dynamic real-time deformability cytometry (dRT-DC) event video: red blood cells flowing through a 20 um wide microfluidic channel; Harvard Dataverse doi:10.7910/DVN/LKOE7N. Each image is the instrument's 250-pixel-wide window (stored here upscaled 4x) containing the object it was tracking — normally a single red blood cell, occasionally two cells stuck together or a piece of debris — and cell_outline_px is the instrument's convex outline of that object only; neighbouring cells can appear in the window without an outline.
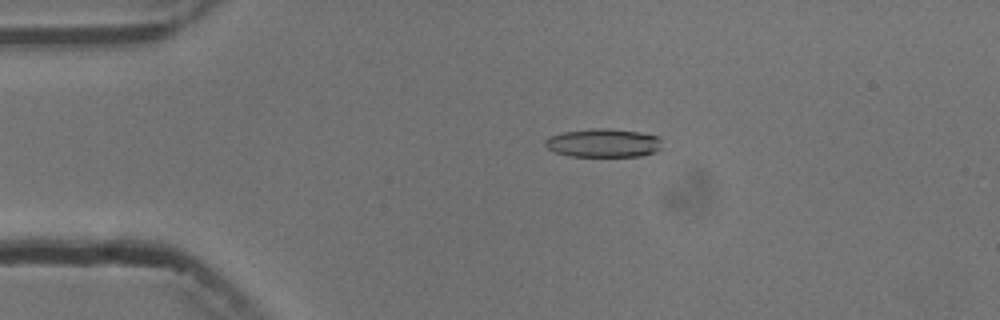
{"species": "common noctule bat (a hibernating species)", "species_latin": "Nyctalus noctula", "temperature_condition": "cold", "stored_images_in_passage": 55, "camera_frame_rate_fps": 3000, "um_per_image_px": 0.085, "animal": {"sex": "male", "body_mass_g": 13.3}, "frame": {"image": 1, "passage_image": 12, "time_ms": 3.667, "image_size_px": [1000, 320], "cell_outline_px": [[660, 148], [656, 152], [640, 156], [568, 156], [556, 152], [548, 148], [544, 144], [544, 140], [548, 136], [564, 132], [592, 128], [608, 128], [640, 132], [660, 136]], "centroid_in_image_um": [51.28, 12.14], "position_along_channel_um": 33.7, "area_um2": 19.54}}
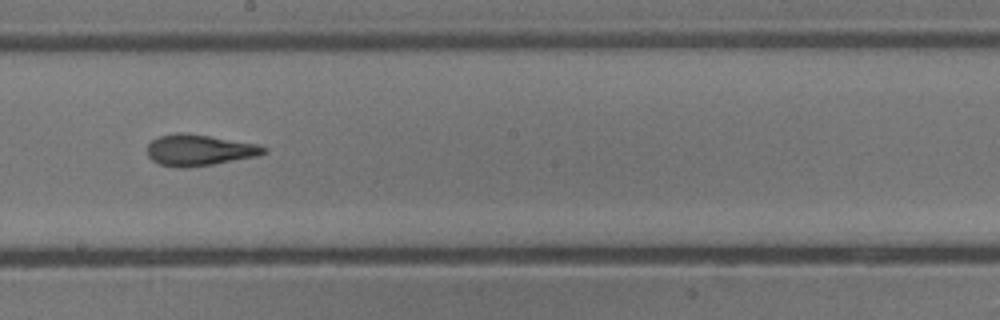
{"frame": {"image": 2, "passage_image": 31, "time_ms": 10.0, "image_size_px": [1000, 320], "cell_outline_px": [[268, 152], [256, 156], [212, 164], [184, 168], [180, 168], [160, 164], [152, 160], [148, 156], [148, 144], [152, 140], [160, 136], [176, 132], [180, 132], [208, 136], [256, 144], [268, 148]], "centroid_in_image_um": [16.92, 12.76], "position_along_channel_um": 231.3, "area_um2": 20.87}}
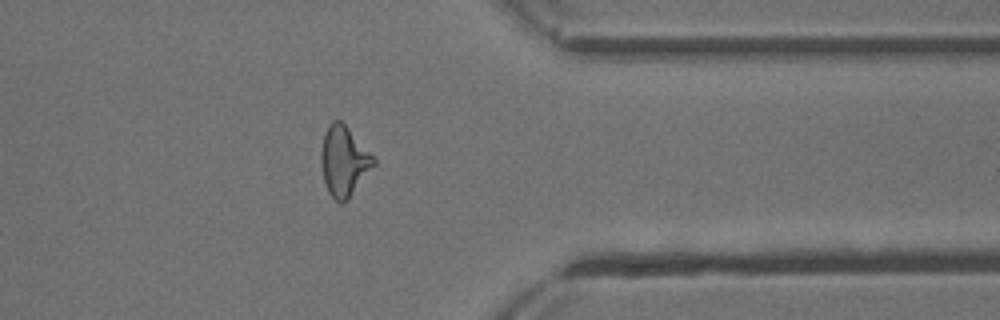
{"frame": {"image": 3, "passage_image": 44, "time_ms": 14.333, "image_size_px": [1000, 320], "cell_outline_px": [[376, 164], [348, 200], [340, 204], [328, 192], [324, 180], [320, 160], [320, 152], [324, 132], [328, 124], [332, 120], [340, 120], [376, 156]], "centroid_in_image_um": [29.25, 13.68], "position_along_channel_um": 382.2, "area_um2": 21.79}, "authors_computed_cell_mechanics": {"area_um2": 20.7502, "velocity_mm_per_s": 3.7659, "shape_relaxation_time_tau1_ms": 6.7404, "shape_relaxation_time_tau2_ms": 1.7373, "deformation_change_tau1": 0.1935, "deformation_change_tau2": 0.1046}}